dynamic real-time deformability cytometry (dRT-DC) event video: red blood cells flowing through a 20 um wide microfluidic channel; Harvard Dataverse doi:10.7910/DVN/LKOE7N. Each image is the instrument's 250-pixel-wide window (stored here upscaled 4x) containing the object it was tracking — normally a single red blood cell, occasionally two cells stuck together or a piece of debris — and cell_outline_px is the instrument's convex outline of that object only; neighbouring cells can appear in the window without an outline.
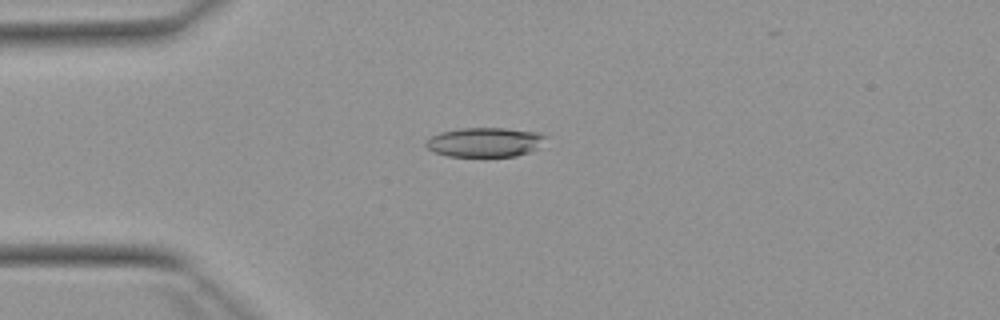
{"species": "Egyptian fruit bat (a non-hibernating species)", "species_latin": "Rousettus aegyptiacus", "temperature_condition": "warm", "stored_images_in_passage": 43, "camera_frame_rate_fps": 3000, "um_per_image_px": 0.085, "animal": {"sex": "female"}, "frame": {"image": 1, "passage_image": 8, "time_ms": 2.333, "image_size_px": [1000, 320], "cell_outline_px": [[548, 136], [536, 148], [528, 152], [516, 156], [448, 156], [432, 152], [424, 144], [432, 136], [440, 132], [460, 128], [504, 128], [536, 132]], "centroid_in_image_um": [41.18, 12.08], "position_along_channel_um": 43.8, "area_um2": 20.35}}
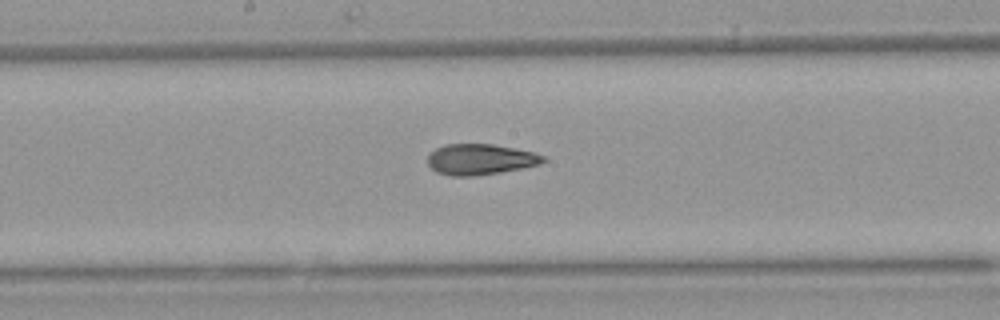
{"frame": {"image": 2, "passage_image": 22, "time_ms": 7.0, "image_size_px": [1000, 320], "cell_outline_px": [[548, 160], [540, 164], [500, 172], [472, 176], [452, 176], [436, 172], [428, 164], [428, 156], [436, 148], [444, 144], [492, 144], [532, 152], [548, 156]], "centroid_in_image_um": [40.84, 13.54], "position_along_channel_um": 207.4, "area_um2": 20.63}}
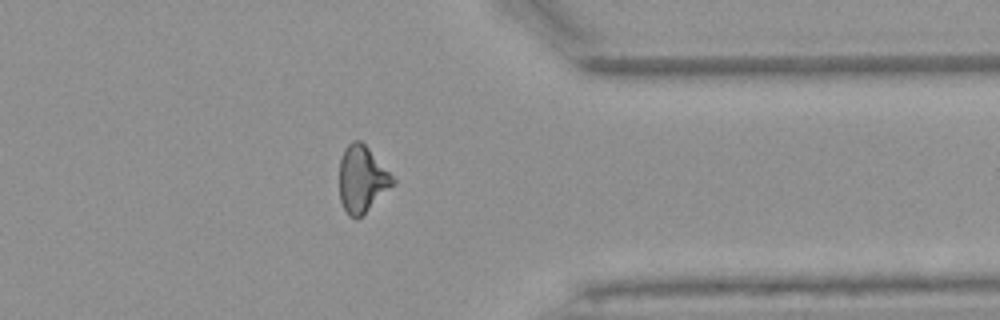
{"frame": {"image": 3, "passage_image": 36, "time_ms": 11.667, "image_size_px": [1000, 320], "cell_outline_px": [[396, 180], [356, 220], [348, 216], [340, 200], [340, 160], [344, 148], [352, 140], [360, 140], [368, 148]], "centroid_in_image_um": [30.72, 15.2], "position_along_channel_um": 380.7, "area_um2": 20.06}, "authors_computed_cell_mechanics": {"area_um2": 20.9236, "velocity_mm_per_s": 3.9372, "shape_relaxation_time_tau1_ms": 6.2509, "shape_relaxation_time_tau2_ms": 2.2605, "deformation_change_tau1": 0.2211, "deformation_change_tau2": 0.1104}}